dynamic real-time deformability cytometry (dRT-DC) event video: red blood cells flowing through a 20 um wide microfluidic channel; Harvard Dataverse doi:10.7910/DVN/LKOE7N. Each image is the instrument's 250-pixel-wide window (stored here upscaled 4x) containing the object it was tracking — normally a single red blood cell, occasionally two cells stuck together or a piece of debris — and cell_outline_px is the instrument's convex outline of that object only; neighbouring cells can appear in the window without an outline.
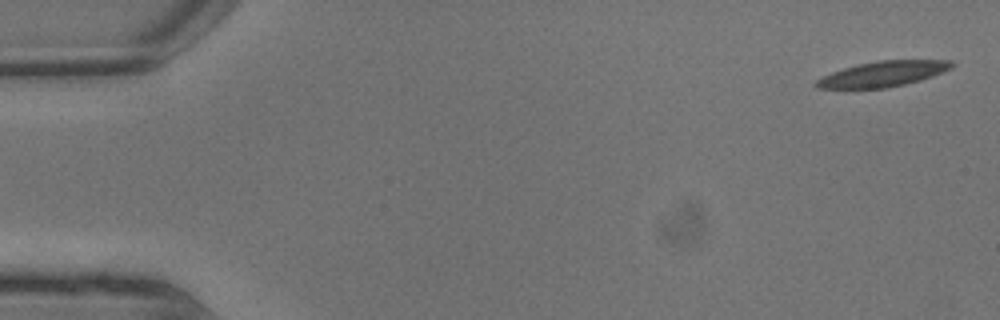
{"species": "common noctule bat (a hibernating species)", "species_latin": "Nyctalus noctula", "temperature_condition": "warm", "stored_images_in_passage": 6, "camera_frame_rate_fps": 3000, "um_per_image_px": 0.085, "animal": {"sex": "male", "body_mass_g": 13.3}, "frame": {"image": 1, "passage_image": 1, "time_ms": 0.0, "image_size_px": [1000, 320], "cell_outline_px": [[956, 64], [952, 68], [932, 76], [920, 80], [888, 88], [816, 88], [812, 84], [816, 80], [832, 72], [844, 68], [876, 60], [952, 60]], "centroid_in_image_um": [75.07, 6.28], "position_along_channel_um": 9.9, "area_um2": 20.0}}
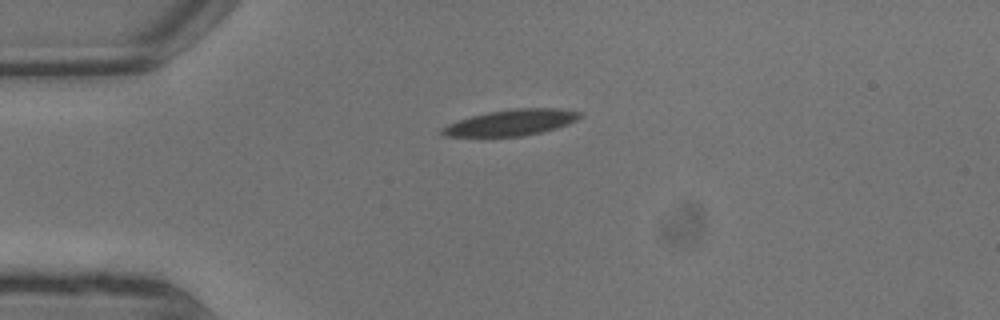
{"frame": {"image": 2, "passage_image": 5, "time_ms": 1.333, "image_size_px": [1000, 320], "cell_outline_px": [[584, 116], [568, 124], [556, 128], [524, 136], [448, 136], [440, 132], [440, 128], [448, 124], [472, 116], [488, 112], [512, 108], [556, 108], [580, 112]], "centroid_in_image_um": [43.48, 10.41], "position_along_channel_um": 41.5, "area_um2": 20.69}}